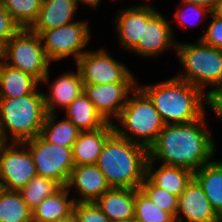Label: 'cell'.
<instances>
[{"instance_id": "83f0119b", "label": "cell", "mask_w": 222, "mask_h": 222, "mask_svg": "<svg viewBox=\"0 0 222 222\" xmlns=\"http://www.w3.org/2000/svg\"><path fill=\"white\" fill-rule=\"evenodd\" d=\"M63 186L57 181L36 175L18 192L30 209L35 208L45 198L58 192Z\"/></svg>"}, {"instance_id": "4316f807", "label": "cell", "mask_w": 222, "mask_h": 222, "mask_svg": "<svg viewBox=\"0 0 222 222\" xmlns=\"http://www.w3.org/2000/svg\"><path fill=\"white\" fill-rule=\"evenodd\" d=\"M32 209L18 191L0 189V222H30Z\"/></svg>"}, {"instance_id": "6da1fadb", "label": "cell", "mask_w": 222, "mask_h": 222, "mask_svg": "<svg viewBox=\"0 0 222 222\" xmlns=\"http://www.w3.org/2000/svg\"><path fill=\"white\" fill-rule=\"evenodd\" d=\"M205 118L204 115L190 123L165 125L148 149L149 160L192 172L200 170L213 160L217 149Z\"/></svg>"}, {"instance_id": "8fae6325", "label": "cell", "mask_w": 222, "mask_h": 222, "mask_svg": "<svg viewBox=\"0 0 222 222\" xmlns=\"http://www.w3.org/2000/svg\"><path fill=\"white\" fill-rule=\"evenodd\" d=\"M32 155L24 143L4 142L0 147V186L19 191L36 176Z\"/></svg>"}, {"instance_id": "277c9868", "label": "cell", "mask_w": 222, "mask_h": 222, "mask_svg": "<svg viewBox=\"0 0 222 222\" xmlns=\"http://www.w3.org/2000/svg\"><path fill=\"white\" fill-rule=\"evenodd\" d=\"M44 92L0 98V134L4 142L23 143L40 135L46 117Z\"/></svg>"}, {"instance_id": "44dd1931", "label": "cell", "mask_w": 222, "mask_h": 222, "mask_svg": "<svg viewBox=\"0 0 222 222\" xmlns=\"http://www.w3.org/2000/svg\"><path fill=\"white\" fill-rule=\"evenodd\" d=\"M136 190L111 187L95 203L112 222L132 218L134 217Z\"/></svg>"}, {"instance_id": "7c38bea8", "label": "cell", "mask_w": 222, "mask_h": 222, "mask_svg": "<svg viewBox=\"0 0 222 222\" xmlns=\"http://www.w3.org/2000/svg\"><path fill=\"white\" fill-rule=\"evenodd\" d=\"M173 26L156 8L143 7L142 41L130 50L143 58H155L166 50L176 51Z\"/></svg>"}, {"instance_id": "ab89813d", "label": "cell", "mask_w": 222, "mask_h": 222, "mask_svg": "<svg viewBox=\"0 0 222 222\" xmlns=\"http://www.w3.org/2000/svg\"><path fill=\"white\" fill-rule=\"evenodd\" d=\"M55 222H78V221H77V218H76L74 212H72L69 216L64 217V218H60L59 220H57Z\"/></svg>"}, {"instance_id": "8992f818", "label": "cell", "mask_w": 222, "mask_h": 222, "mask_svg": "<svg viewBox=\"0 0 222 222\" xmlns=\"http://www.w3.org/2000/svg\"><path fill=\"white\" fill-rule=\"evenodd\" d=\"M176 57L182 72L176 78L201 89L222 86V50L204 44L200 39L195 44L177 42Z\"/></svg>"}, {"instance_id": "52a82bcc", "label": "cell", "mask_w": 222, "mask_h": 222, "mask_svg": "<svg viewBox=\"0 0 222 222\" xmlns=\"http://www.w3.org/2000/svg\"><path fill=\"white\" fill-rule=\"evenodd\" d=\"M2 61L35 77L40 83L50 70L39 34L29 28L20 30L2 48Z\"/></svg>"}, {"instance_id": "d4e9b609", "label": "cell", "mask_w": 222, "mask_h": 222, "mask_svg": "<svg viewBox=\"0 0 222 222\" xmlns=\"http://www.w3.org/2000/svg\"><path fill=\"white\" fill-rule=\"evenodd\" d=\"M64 110L65 118L70 120L81 132L97 130L107 123L84 92Z\"/></svg>"}, {"instance_id": "60d3db41", "label": "cell", "mask_w": 222, "mask_h": 222, "mask_svg": "<svg viewBox=\"0 0 222 222\" xmlns=\"http://www.w3.org/2000/svg\"><path fill=\"white\" fill-rule=\"evenodd\" d=\"M114 222H138V220L135 217H132V218L122 219V220L114 221Z\"/></svg>"}, {"instance_id": "ffe728a7", "label": "cell", "mask_w": 222, "mask_h": 222, "mask_svg": "<svg viewBox=\"0 0 222 222\" xmlns=\"http://www.w3.org/2000/svg\"><path fill=\"white\" fill-rule=\"evenodd\" d=\"M154 161H147L146 177L156 186L179 197L194 178V172L176 166L161 164L158 169L153 167Z\"/></svg>"}, {"instance_id": "30bf717a", "label": "cell", "mask_w": 222, "mask_h": 222, "mask_svg": "<svg viewBox=\"0 0 222 222\" xmlns=\"http://www.w3.org/2000/svg\"><path fill=\"white\" fill-rule=\"evenodd\" d=\"M83 84L137 83L131 70L107 50H87L75 63Z\"/></svg>"}, {"instance_id": "b9f144b4", "label": "cell", "mask_w": 222, "mask_h": 222, "mask_svg": "<svg viewBox=\"0 0 222 222\" xmlns=\"http://www.w3.org/2000/svg\"><path fill=\"white\" fill-rule=\"evenodd\" d=\"M2 61V48L0 47V62Z\"/></svg>"}, {"instance_id": "74e56055", "label": "cell", "mask_w": 222, "mask_h": 222, "mask_svg": "<svg viewBox=\"0 0 222 222\" xmlns=\"http://www.w3.org/2000/svg\"><path fill=\"white\" fill-rule=\"evenodd\" d=\"M78 5L81 3L82 5H89L91 9H95L101 3V0H76Z\"/></svg>"}, {"instance_id": "f35d334b", "label": "cell", "mask_w": 222, "mask_h": 222, "mask_svg": "<svg viewBox=\"0 0 222 222\" xmlns=\"http://www.w3.org/2000/svg\"><path fill=\"white\" fill-rule=\"evenodd\" d=\"M212 14L222 19V0H216Z\"/></svg>"}, {"instance_id": "ac0fdd59", "label": "cell", "mask_w": 222, "mask_h": 222, "mask_svg": "<svg viewBox=\"0 0 222 222\" xmlns=\"http://www.w3.org/2000/svg\"><path fill=\"white\" fill-rule=\"evenodd\" d=\"M114 132L113 123L107 122L94 131L80 132L74 145L72 155L75 165H94L98 160L106 139Z\"/></svg>"}, {"instance_id": "d6a6232c", "label": "cell", "mask_w": 222, "mask_h": 222, "mask_svg": "<svg viewBox=\"0 0 222 222\" xmlns=\"http://www.w3.org/2000/svg\"><path fill=\"white\" fill-rule=\"evenodd\" d=\"M73 212L78 222H112L95 202H75Z\"/></svg>"}, {"instance_id": "f546056e", "label": "cell", "mask_w": 222, "mask_h": 222, "mask_svg": "<svg viewBox=\"0 0 222 222\" xmlns=\"http://www.w3.org/2000/svg\"><path fill=\"white\" fill-rule=\"evenodd\" d=\"M134 217L138 222H176L170 213L156 206L140 188L135 191Z\"/></svg>"}, {"instance_id": "484cf974", "label": "cell", "mask_w": 222, "mask_h": 222, "mask_svg": "<svg viewBox=\"0 0 222 222\" xmlns=\"http://www.w3.org/2000/svg\"><path fill=\"white\" fill-rule=\"evenodd\" d=\"M56 116V113L46 114L40 136L55 145L72 148L81 131L65 117L56 121Z\"/></svg>"}, {"instance_id": "7402d4cb", "label": "cell", "mask_w": 222, "mask_h": 222, "mask_svg": "<svg viewBox=\"0 0 222 222\" xmlns=\"http://www.w3.org/2000/svg\"><path fill=\"white\" fill-rule=\"evenodd\" d=\"M41 83L30 74L0 62V98H18L37 90Z\"/></svg>"}, {"instance_id": "e575fe53", "label": "cell", "mask_w": 222, "mask_h": 222, "mask_svg": "<svg viewBox=\"0 0 222 222\" xmlns=\"http://www.w3.org/2000/svg\"><path fill=\"white\" fill-rule=\"evenodd\" d=\"M20 30L0 1V47L5 44Z\"/></svg>"}, {"instance_id": "5b68a950", "label": "cell", "mask_w": 222, "mask_h": 222, "mask_svg": "<svg viewBox=\"0 0 222 222\" xmlns=\"http://www.w3.org/2000/svg\"><path fill=\"white\" fill-rule=\"evenodd\" d=\"M122 108L114 131L131 142L149 147L156 141L165 123L149 97L137 86ZM118 120V121H117Z\"/></svg>"}, {"instance_id": "836d02e7", "label": "cell", "mask_w": 222, "mask_h": 222, "mask_svg": "<svg viewBox=\"0 0 222 222\" xmlns=\"http://www.w3.org/2000/svg\"><path fill=\"white\" fill-rule=\"evenodd\" d=\"M211 20H208L207 29L200 39L204 44L222 50V19L210 14ZM210 22V23H209Z\"/></svg>"}, {"instance_id": "9c48e42d", "label": "cell", "mask_w": 222, "mask_h": 222, "mask_svg": "<svg viewBox=\"0 0 222 222\" xmlns=\"http://www.w3.org/2000/svg\"><path fill=\"white\" fill-rule=\"evenodd\" d=\"M29 149L38 176L47 177L66 186L72 169V148L55 145L44 140L40 135L23 142Z\"/></svg>"}, {"instance_id": "d590c367", "label": "cell", "mask_w": 222, "mask_h": 222, "mask_svg": "<svg viewBox=\"0 0 222 222\" xmlns=\"http://www.w3.org/2000/svg\"><path fill=\"white\" fill-rule=\"evenodd\" d=\"M205 104L210 107L220 120H222V86L211 88L209 91H205Z\"/></svg>"}, {"instance_id": "7bdbcfd3", "label": "cell", "mask_w": 222, "mask_h": 222, "mask_svg": "<svg viewBox=\"0 0 222 222\" xmlns=\"http://www.w3.org/2000/svg\"><path fill=\"white\" fill-rule=\"evenodd\" d=\"M4 143V141L2 140L1 134H0V147L2 146V144Z\"/></svg>"}, {"instance_id": "d6986e66", "label": "cell", "mask_w": 222, "mask_h": 222, "mask_svg": "<svg viewBox=\"0 0 222 222\" xmlns=\"http://www.w3.org/2000/svg\"><path fill=\"white\" fill-rule=\"evenodd\" d=\"M143 7L154 8L147 3L136 6L123 7L115 18L117 39L124 51H130L138 41H142L143 32Z\"/></svg>"}, {"instance_id": "1f68e13d", "label": "cell", "mask_w": 222, "mask_h": 222, "mask_svg": "<svg viewBox=\"0 0 222 222\" xmlns=\"http://www.w3.org/2000/svg\"><path fill=\"white\" fill-rule=\"evenodd\" d=\"M180 2L181 3L179 4L182 5V8L181 7L179 9L177 8V11L174 13L173 17L175 18L174 20L178 24H181V26H184L185 28L189 27V24H190V27H193V26L196 27L197 25H199V23L202 24L201 21L205 20L204 18L209 17L210 14L212 13L211 10L207 7L200 6L194 3H189V2H183V1H180ZM191 21H194V22L191 23ZM188 22L190 23L188 24Z\"/></svg>"}, {"instance_id": "8d00e7d4", "label": "cell", "mask_w": 222, "mask_h": 222, "mask_svg": "<svg viewBox=\"0 0 222 222\" xmlns=\"http://www.w3.org/2000/svg\"><path fill=\"white\" fill-rule=\"evenodd\" d=\"M183 2L194 3L200 6L209 8L211 11L214 8L216 0H181Z\"/></svg>"}, {"instance_id": "e0dca14e", "label": "cell", "mask_w": 222, "mask_h": 222, "mask_svg": "<svg viewBox=\"0 0 222 222\" xmlns=\"http://www.w3.org/2000/svg\"><path fill=\"white\" fill-rule=\"evenodd\" d=\"M78 6L76 0H43L38 18L29 29L40 34L44 30L70 24L74 22Z\"/></svg>"}, {"instance_id": "9a60e30c", "label": "cell", "mask_w": 222, "mask_h": 222, "mask_svg": "<svg viewBox=\"0 0 222 222\" xmlns=\"http://www.w3.org/2000/svg\"><path fill=\"white\" fill-rule=\"evenodd\" d=\"M49 85V94L44 93L45 108L47 113H58V109H64L84 92V84L81 74L70 71L58 76L57 79L50 83V70L43 78L41 84ZM56 109V110H55Z\"/></svg>"}, {"instance_id": "4fadbf2b", "label": "cell", "mask_w": 222, "mask_h": 222, "mask_svg": "<svg viewBox=\"0 0 222 222\" xmlns=\"http://www.w3.org/2000/svg\"><path fill=\"white\" fill-rule=\"evenodd\" d=\"M137 83L84 84V93L106 122L113 123L128 101Z\"/></svg>"}, {"instance_id": "5bb4252c", "label": "cell", "mask_w": 222, "mask_h": 222, "mask_svg": "<svg viewBox=\"0 0 222 222\" xmlns=\"http://www.w3.org/2000/svg\"><path fill=\"white\" fill-rule=\"evenodd\" d=\"M183 216V218H182ZM176 222H222L202 187L193 178L178 197Z\"/></svg>"}, {"instance_id": "cb8c5ba5", "label": "cell", "mask_w": 222, "mask_h": 222, "mask_svg": "<svg viewBox=\"0 0 222 222\" xmlns=\"http://www.w3.org/2000/svg\"><path fill=\"white\" fill-rule=\"evenodd\" d=\"M210 161L194 172V179L202 187L212 208L222 218V161Z\"/></svg>"}, {"instance_id": "7a4b0ae2", "label": "cell", "mask_w": 222, "mask_h": 222, "mask_svg": "<svg viewBox=\"0 0 222 222\" xmlns=\"http://www.w3.org/2000/svg\"><path fill=\"white\" fill-rule=\"evenodd\" d=\"M148 148L115 131L106 139L96 165L110 187L139 189L146 177Z\"/></svg>"}, {"instance_id": "ba28073f", "label": "cell", "mask_w": 222, "mask_h": 222, "mask_svg": "<svg viewBox=\"0 0 222 222\" xmlns=\"http://www.w3.org/2000/svg\"><path fill=\"white\" fill-rule=\"evenodd\" d=\"M89 21H74L70 24L44 30L39 34L42 46L50 62L74 57L75 62L86 52L91 39Z\"/></svg>"}, {"instance_id": "3957f363", "label": "cell", "mask_w": 222, "mask_h": 222, "mask_svg": "<svg viewBox=\"0 0 222 222\" xmlns=\"http://www.w3.org/2000/svg\"><path fill=\"white\" fill-rule=\"evenodd\" d=\"M138 87L149 97L165 125L190 123L206 115L205 93L175 75Z\"/></svg>"}, {"instance_id": "4dcf8cb0", "label": "cell", "mask_w": 222, "mask_h": 222, "mask_svg": "<svg viewBox=\"0 0 222 222\" xmlns=\"http://www.w3.org/2000/svg\"><path fill=\"white\" fill-rule=\"evenodd\" d=\"M140 189L150 198L156 206L170 213L174 218L177 214L178 197L154 185L147 177L140 185Z\"/></svg>"}, {"instance_id": "603a6c76", "label": "cell", "mask_w": 222, "mask_h": 222, "mask_svg": "<svg viewBox=\"0 0 222 222\" xmlns=\"http://www.w3.org/2000/svg\"><path fill=\"white\" fill-rule=\"evenodd\" d=\"M70 190L63 186L58 192L45 198L32 209V220L37 222H55L73 212L74 198Z\"/></svg>"}, {"instance_id": "f1b7e54d", "label": "cell", "mask_w": 222, "mask_h": 222, "mask_svg": "<svg viewBox=\"0 0 222 222\" xmlns=\"http://www.w3.org/2000/svg\"><path fill=\"white\" fill-rule=\"evenodd\" d=\"M20 28H30L38 18L43 0H0Z\"/></svg>"}, {"instance_id": "2e32d148", "label": "cell", "mask_w": 222, "mask_h": 222, "mask_svg": "<svg viewBox=\"0 0 222 222\" xmlns=\"http://www.w3.org/2000/svg\"><path fill=\"white\" fill-rule=\"evenodd\" d=\"M66 187L68 190L75 188L74 191L78 192L75 202H95L111 188L96 164L75 165Z\"/></svg>"}]
</instances>
